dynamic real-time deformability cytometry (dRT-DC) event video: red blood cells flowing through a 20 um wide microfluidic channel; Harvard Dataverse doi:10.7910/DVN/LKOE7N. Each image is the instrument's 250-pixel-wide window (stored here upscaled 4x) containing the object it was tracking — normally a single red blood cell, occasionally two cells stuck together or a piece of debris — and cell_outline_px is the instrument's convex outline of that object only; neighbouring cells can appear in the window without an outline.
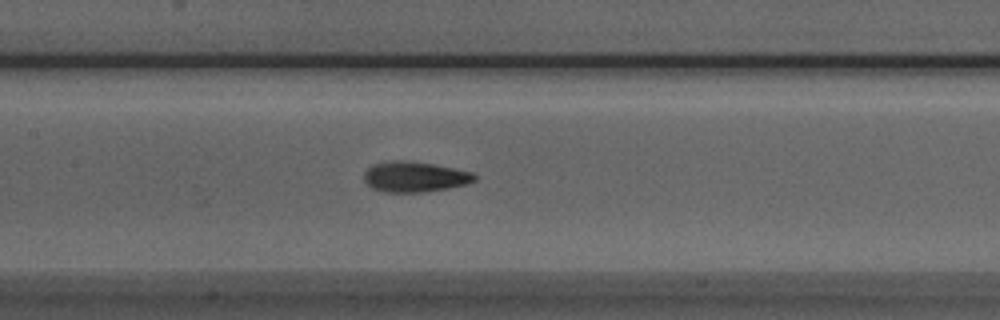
{"species": "Egyptian fruit bat (a non-hibernating species)", "species_latin": "Rousettus aegyptiacus", "temperature_condition": "room temperature", "stored_images_in_passage": 37, "camera_frame_rate_fps": 3000, "um_per_image_px": 0.085, "animal": {"sex": "male"}, "frame": {"image": 1, "passage_image": 16, "time_ms": 5.0, "image_size_px": [1000, 320], "cell_outline_px": [[476, 180], [468, 184], [448, 188], [424, 192], [384, 192], [372, 188], [364, 180], [364, 172], [372, 164], [396, 160], [404, 160], [432, 164], [472, 172], [476, 176]], "centroid_in_image_um": [35.24, 15.03], "position_along_channel_um": 172.2, "area_um2": 19.54}}
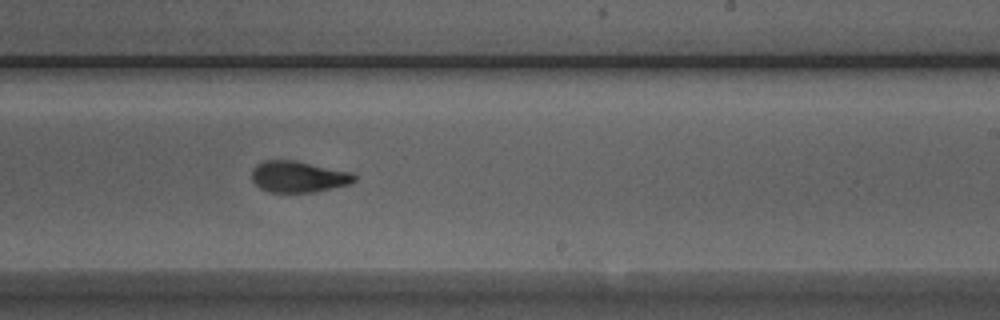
{"frame": {"image": 2, "passage_image": 23, "time_ms": 7.333, "image_size_px": [1000, 320], "cell_outline_px": [[356, 180], [352, 184], [316, 192], [268, 192], [260, 188], [252, 180], [252, 168], [256, 164], [264, 160], [296, 160], [352, 172], [356, 176]], "centroid_in_image_um": [25.38, 15.02], "position_along_channel_um": 263.6, "area_um2": 19.02}}
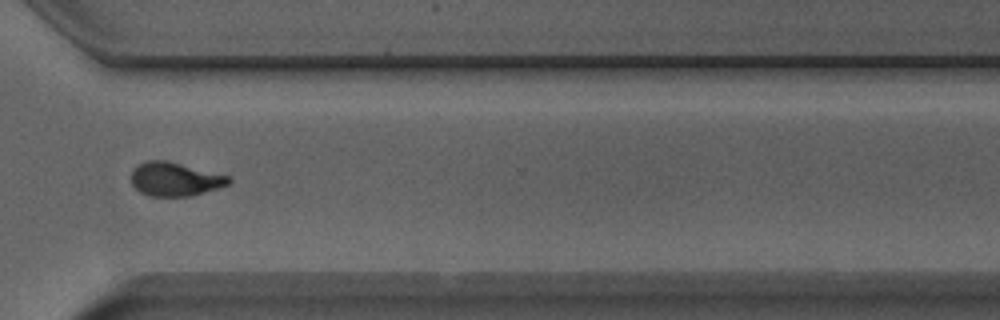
{"frame": {"image": 3, "passage_image": 30, "time_ms": 9.667, "image_size_px": [1000, 320], "cell_outline_px": [[232, 180], [228, 184], [204, 192], [188, 196], [152, 196], [140, 192], [132, 184], [132, 168], [144, 160], [168, 160], [232, 176]], "centroid_in_image_um": [14.87, 15.2], "position_along_channel_um": 355.7, "area_um2": 19.31}, "authors_computed_cell_mechanics": {"area_um2": 19.2474, "velocity_mm_per_s": 3.9437, "shape_relaxation_time_tau1_ms": 4.6327, "shape_relaxation_time_tau2_ms": 1.7837, "deformation_change_tau1": 0.198, "deformation_change_tau2": 0.0785}}